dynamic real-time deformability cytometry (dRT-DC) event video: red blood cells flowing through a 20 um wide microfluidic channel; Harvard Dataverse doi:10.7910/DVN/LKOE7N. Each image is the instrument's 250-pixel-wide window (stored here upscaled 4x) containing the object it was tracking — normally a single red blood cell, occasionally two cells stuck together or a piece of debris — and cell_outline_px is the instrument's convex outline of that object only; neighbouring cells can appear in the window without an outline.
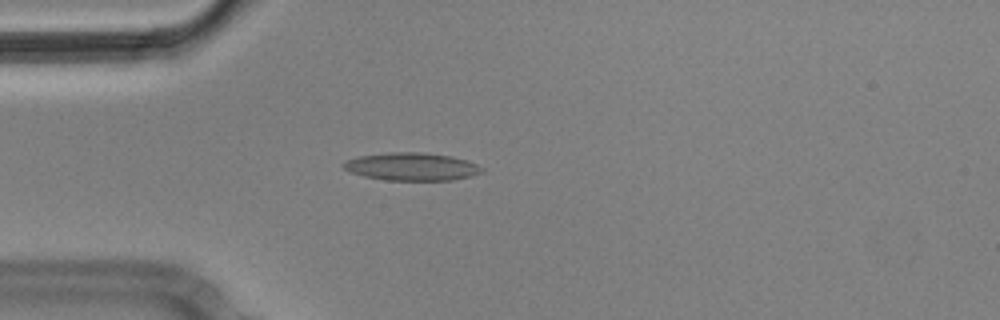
{"species": "Egyptian fruit bat (a non-hibernating species)", "species_latin": "Rousettus aegyptiacus", "temperature_condition": "cold", "stored_images_in_passage": 6, "camera_frame_rate_fps": 3000, "um_per_image_px": 0.085, "animal": {"sex": "male"}, "frame": {"image": 1, "passage_image": 5, "time_ms": 1.333, "image_size_px": [1000, 320], "cell_outline_px": [[484, 172], [452, 180], [384, 180], [364, 176], [352, 172], [344, 168], [340, 164], [348, 160], [360, 156], [388, 152], [420, 152], [448, 156], [464, 160], [476, 164], [484, 168]], "centroid_in_image_um": [34.98, 14.16], "position_along_channel_um": 50.0, "area_um2": 22.14}}